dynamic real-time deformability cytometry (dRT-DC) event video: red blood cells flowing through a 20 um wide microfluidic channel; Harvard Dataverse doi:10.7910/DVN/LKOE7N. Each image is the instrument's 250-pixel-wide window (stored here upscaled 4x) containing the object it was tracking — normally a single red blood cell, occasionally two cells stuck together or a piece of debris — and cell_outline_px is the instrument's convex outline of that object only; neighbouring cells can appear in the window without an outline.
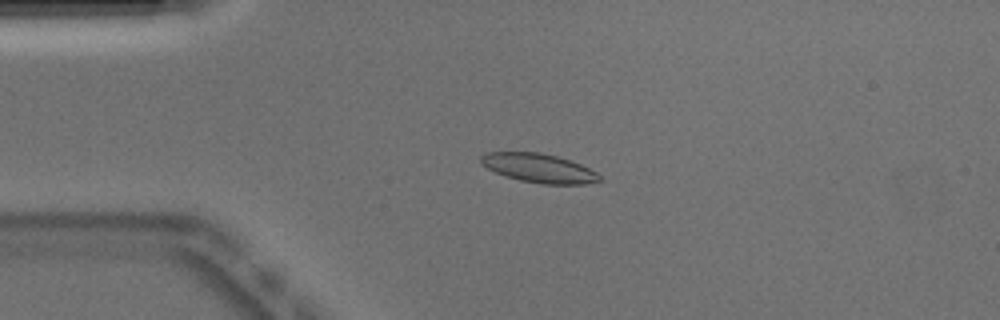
{"species": "Egyptian fruit bat (a non-hibernating species)", "species_latin": "Rousettus aegyptiacus", "temperature_condition": "warm", "stored_images_in_passage": 47, "camera_frame_rate_fps": 3000, "um_per_image_px": 0.085, "animal": {"sex": "male"}, "frame": {"image": 1, "passage_image": 7, "time_ms": 2.0, "image_size_px": [1000, 320], "cell_outline_px": [[604, 180], [588, 184], [544, 184], [520, 180], [496, 172], [480, 164], [480, 156], [484, 152], [540, 152], [556, 156], [580, 164], [596, 172]], "centroid_in_image_um": [45.81, 14.28], "position_along_channel_um": 39.2, "area_um2": 19.94}}
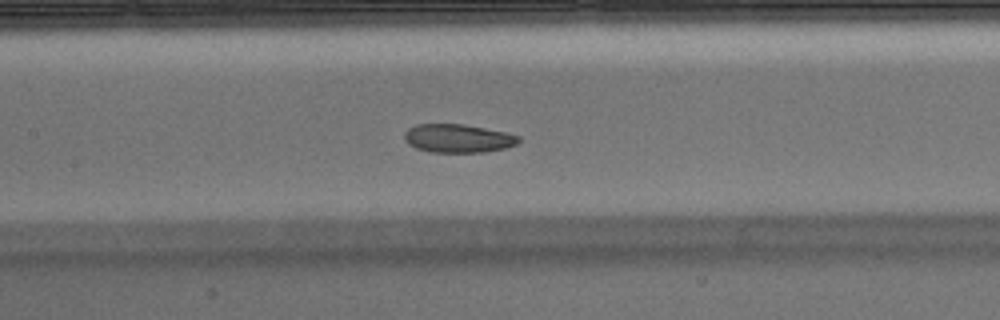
{"frame": {"image": 2, "passage_image": 19, "time_ms": 6.0, "image_size_px": [1000, 320], "cell_outline_px": [[520, 140], [516, 144], [504, 148], [484, 152], [432, 152], [416, 148], [408, 144], [404, 140], [404, 132], [408, 128], [416, 124], [464, 124], [508, 132], [520, 136]], "centroid_in_image_um": [38.92, 11.75], "position_along_channel_um": 168.5, "area_um2": 19.07}}
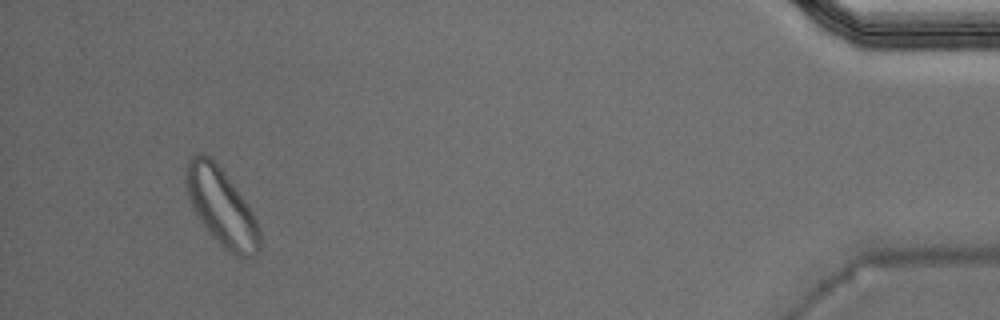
{"frame": {"image": 3, "passage_image": 44, "time_ms": 14.333, "image_size_px": [1000, 320], "cell_outline_px": [[260, 248], [252, 256], [244, 260], [228, 252], [208, 232], [196, 216], [184, 188], [184, 168], [188, 156], [192, 152], [204, 152], [224, 172], [244, 200], [256, 220], [260, 228]], "centroid_in_image_um": [18.75, 17.57], "position_along_channel_um": 416.4, "area_um2": 33.7}, "authors_computed_cell_mechanics": {"area_um2": 20.23, "velocity_mm_per_s": 3.8486, "shape_relaxation_time_tau1_ms": null, "shape_relaxation_time_tau2_ms": 3.6886, "deformation_change_tau1": null, "deformation_change_tau2": 0.0871}}